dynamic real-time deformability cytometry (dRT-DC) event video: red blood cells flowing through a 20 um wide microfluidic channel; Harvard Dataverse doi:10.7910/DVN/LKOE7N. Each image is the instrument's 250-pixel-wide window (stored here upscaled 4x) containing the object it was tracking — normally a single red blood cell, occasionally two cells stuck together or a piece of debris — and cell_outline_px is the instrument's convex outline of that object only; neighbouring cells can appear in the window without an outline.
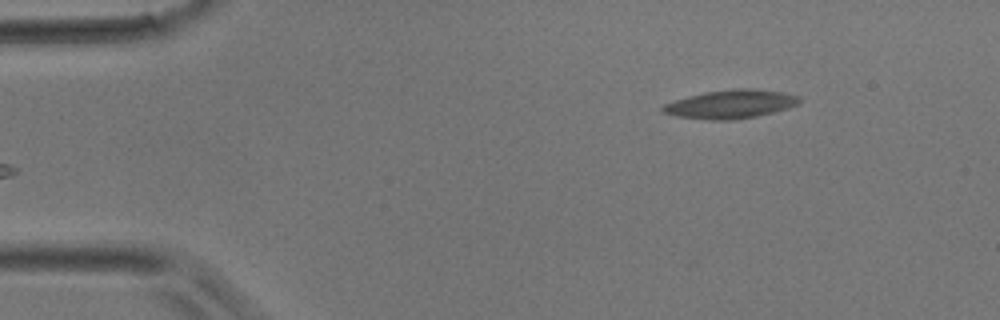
{"species": "common noctule bat (a hibernating species)", "species_latin": "Nyctalus noctula", "temperature_condition": "room temperature", "stored_images_in_passage": 39, "camera_frame_rate_fps": 3000, "um_per_image_px": 0.085, "animal": {"sex": "male", "body_mass_g": 17.9}, "frame": {"image": 1, "passage_image": 1, "time_ms": 0.0, "image_size_px": [1000, 320], "cell_outline_px": [[800, 104], [788, 108], [756, 116], [736, 120], [708, 120], [676, 116], [664, 112], [660, 108], [664, 104], [688, 96], [704, 92], [732, 88], [756, 88], [784, 92], [800, 96]], "centroid_in_image_um": [62.14, 8.84], "position_along_channel_um": 22.9, "area_um2": 22.95}}
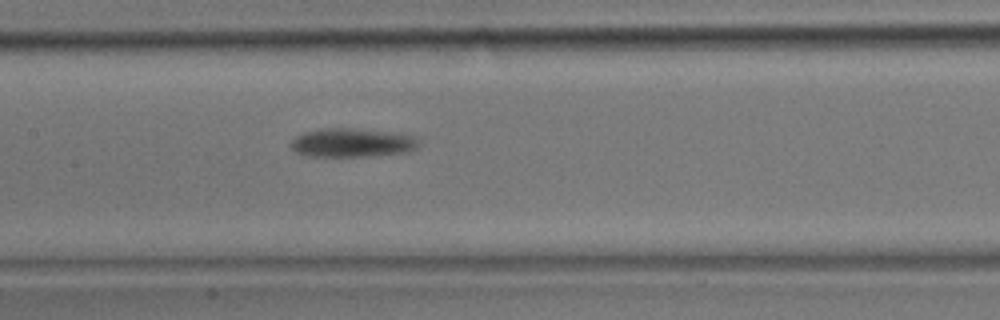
{"frame": {"image": 2, "passage_image": 16, "time_ms": 5.0, "image_size_px": [1000, 320], "cell_outline_px": [[420, 140], [416, 148], [408, 152], [368, 156], [304, 156], [296, 152], [288, 144], [296, 136], [304, 132], [324, 128], [352, 128], [396, 132], [416, 136]], "centroid_in_image_um": [29.94, 12.12], "position_along_channel_um": 177.5, "area_um2": 21.73}}
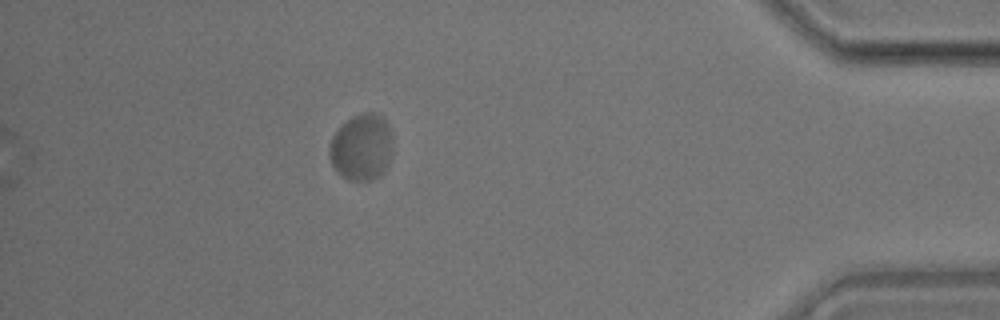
{"frame": {"image": 3, "passage_image": 34, "time_ms": 11.0, "image_size_px": [1000, 320], "cell_outline_px": [[392, 156], [388, 168], [384, 172], [372, 180], [348, 180], [332, 164], [328, 156], [328, 148], [332, 136], [352, 116], [364, 112], [372, 112], [384, 116], [392, 136]], "centroid_in_image_um": [30.77, 12.51], "position_along_channel_um": 404.4, "area_um2": 24.74}}